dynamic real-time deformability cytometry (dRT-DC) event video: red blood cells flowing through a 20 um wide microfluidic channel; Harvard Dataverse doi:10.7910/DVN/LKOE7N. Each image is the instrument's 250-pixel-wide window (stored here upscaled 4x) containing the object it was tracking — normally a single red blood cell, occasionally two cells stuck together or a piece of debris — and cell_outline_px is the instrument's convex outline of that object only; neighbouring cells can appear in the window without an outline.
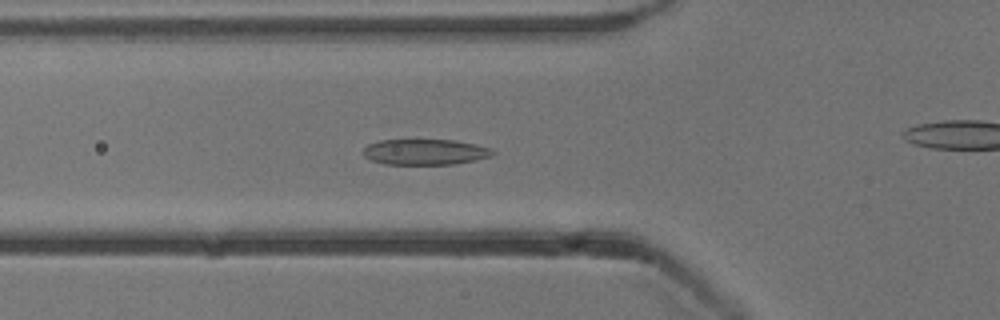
{"species": "common noctule bat (a hibernating species)", "species_latin": "Nyctalus noctula", "temperature_condition": "cold", "stored_images_in_passage": 53, "camera_frame_rate_fps": 3000, "um_per_image_px": 0.085, "animal": {"sex": "male", "body_mass_g": 13.3}, "frame": {"image": 1, "passage_image": 18, "time_ms": 5.667, "image_size_px": [1000, 320], "cell_outline_px": [[496, 152], [492, 156], [476, 160], [456, 164], [384, 164], [368, 160], [360, 152], [368, 144], [380, 140], [452, 140], [476, 144], [492, 148]], "centroid_in_image_um": [36.12, 12.92], "position_along_channel_um": 89.7, "area_um2": 19.65}}
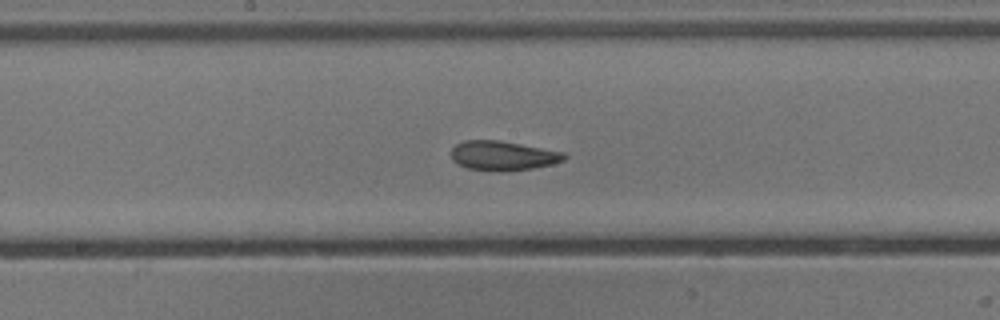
{"frame": {"image": 2, "passage_image": 27, "time_ms": 8.667, "image_size_px": [1000, 320], "cell_outline_px": [[568, 156], [564, 160], [552, 164], [532, 168], [500, 172], [468, 168], [452, 160], [452, 148], [456, 144], [464, 140], [500, 140], [564, 152]], "centroid_in_image_um": [42.76, 13.23], "position_along_channel_um": 205.4, "area_um2": 19.36}}
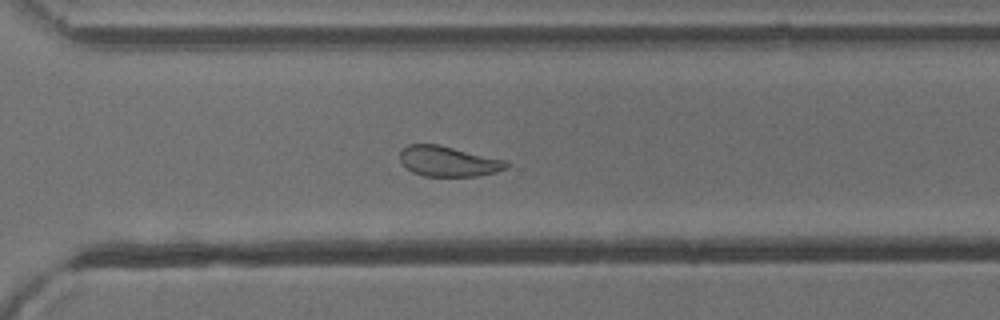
{"frame": {"image": 3, "passage_image": 37, "time_ms": 12.0, "image_size_px": [1000, 320], "cell_outline_px": [[508, 168], [496, 172], [476, 176], [424, 176], [412, 172], [400, 160], [400, 152], [408, 144], [440, 144], [508, 160]], "centroid_in_image_um": [38.15, 13.7], "position_along_channel_um": 332.4, "area_um2": 18.96}, "authors_computed_cell_mechanics": {"area_um2": 20.8658, "velocity_mm_per_s": 3.8273, "shape_relaxation_time_tau1_ms": 3.7699, "shape_relaxation_time_tau2_ms": 1.9613, "deformation_change_tau1": 0.1351, "deformation_change_tau2": 0.0931}}